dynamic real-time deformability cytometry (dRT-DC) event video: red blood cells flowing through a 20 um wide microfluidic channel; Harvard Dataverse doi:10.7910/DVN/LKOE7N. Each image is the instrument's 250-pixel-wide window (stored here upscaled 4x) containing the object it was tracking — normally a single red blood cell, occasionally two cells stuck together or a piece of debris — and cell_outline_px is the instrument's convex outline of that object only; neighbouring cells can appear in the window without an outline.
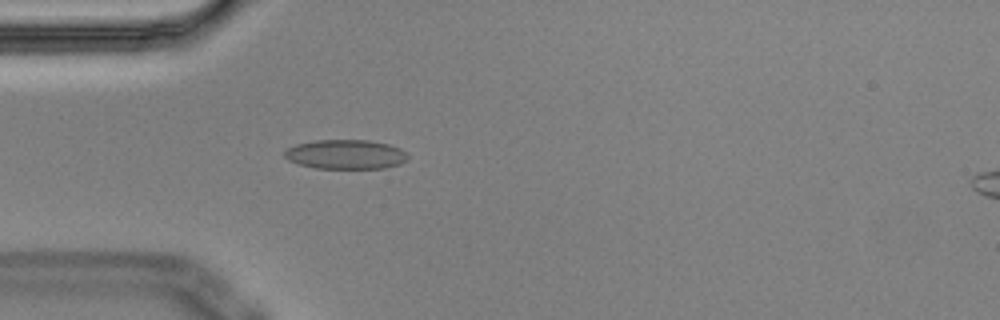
{"species": "Egyptian fruit bat (a non-hibernating species)", "species_latin": "Rousettus aegyptiacus", "temperature_condition": "cold", "stored_images_in_passage": 6, "camera_frame_rate_fps": 3000, "um_per_image_px": 0.085, "animal": {"sex": "male"}, "frame": {"image": 1, "passage_image": 6, "time_ms": 1.667, "image_size_px": [1000, 320], "cell_outline_px": [[408, 156], [400, 164], [384, 168], [316, 168], [300, 164], [288, 160], [284, 156], [284, 152], [288, 148], [296, 144], [316, 140], [368, 140], [388, 144], [400, 148]], "centroid_in_image_um": [29.36, 13.12], "position_along_channel_um": 55.6, "area_um2": 20.92}}